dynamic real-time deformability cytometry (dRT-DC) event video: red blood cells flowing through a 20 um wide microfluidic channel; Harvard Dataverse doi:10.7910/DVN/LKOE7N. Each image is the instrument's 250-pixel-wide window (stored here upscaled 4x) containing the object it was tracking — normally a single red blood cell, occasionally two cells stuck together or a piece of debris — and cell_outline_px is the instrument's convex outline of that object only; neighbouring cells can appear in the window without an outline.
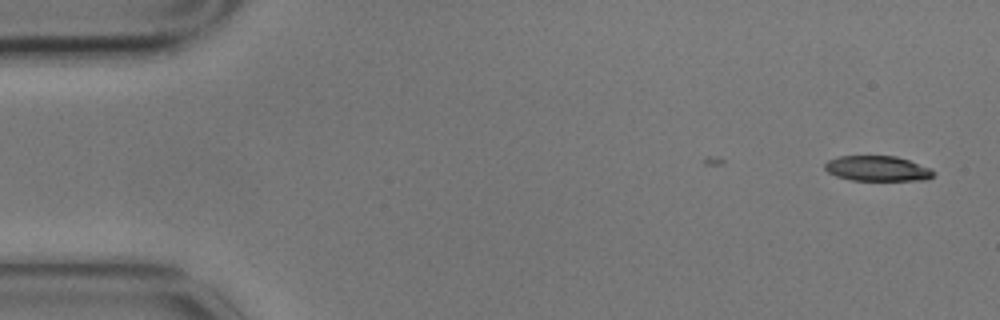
{"species": "common noctule bat (a hibernating species)", "species_latin": "Nyctalus noctula", "temperature_condition": "cold", "stored_images_in_passage": 3, "camera_frame_rate_fps": 3000, "um_per_image_px": 0.085, "animal": {"sex": "male", "body_mass_g": 17.9}, "frame": {"image": 1, "passage_image": 1, "time_ms": 0.0, "image_size_px": [1000, 320], "cell_outline_px": [[936, 172], [928, 180], [852, 180], [836, 176], [828, 172], [824, 168], [824, 164], [828, 160], [840, 156], [896, 156], [932, 168]], "centroid_in_image_um": [74.6, 14.32], "position_along_channel_um": 10.4, "area_um2": 16.01}}